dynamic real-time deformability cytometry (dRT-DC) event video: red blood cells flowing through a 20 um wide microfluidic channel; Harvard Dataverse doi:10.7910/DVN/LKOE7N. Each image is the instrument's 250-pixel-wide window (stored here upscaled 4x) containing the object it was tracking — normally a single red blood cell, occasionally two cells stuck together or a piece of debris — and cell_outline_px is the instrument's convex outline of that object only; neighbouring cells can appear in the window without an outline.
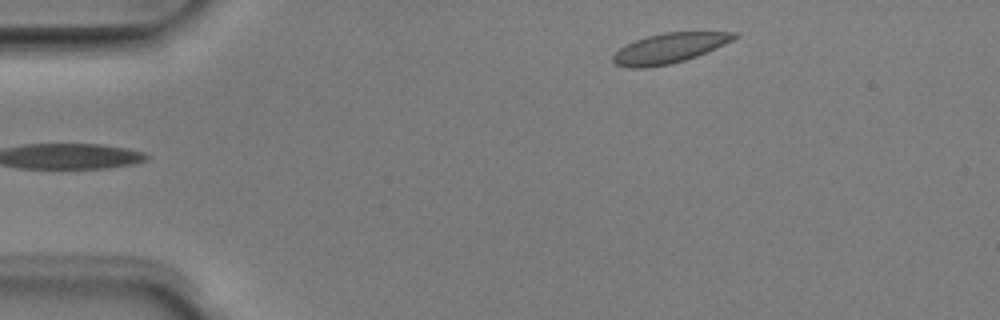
{"species": "Egyptian fruit bat (a non-hibernating species)", "species_latin": "Rousettus aegyptiacus", "temperature_condition": "room temperature", "stored_images_in_passage": 5, "camera_frame_rate_fps": 3000, "um_per_image_px": 0.085, "animal": {"sex": "male"}, "frame": {"image": 1, "passage_image": 5, "time_ms": 1.333, "image_size_px": [1000, 320], "cell_outline_px": [[740, 36], [716, 48], [696, 56], [684, 60], [668, 64], [648, 68], [628, 68], [616, 64], [612, 60], [612, 56], [624, 44], [648, 36], [664, 32], [740, 32]], "centroid_in_image_um": [56.88, 4.09], "position_along_channel_um": 28.1, "area_um2": 21.1}}